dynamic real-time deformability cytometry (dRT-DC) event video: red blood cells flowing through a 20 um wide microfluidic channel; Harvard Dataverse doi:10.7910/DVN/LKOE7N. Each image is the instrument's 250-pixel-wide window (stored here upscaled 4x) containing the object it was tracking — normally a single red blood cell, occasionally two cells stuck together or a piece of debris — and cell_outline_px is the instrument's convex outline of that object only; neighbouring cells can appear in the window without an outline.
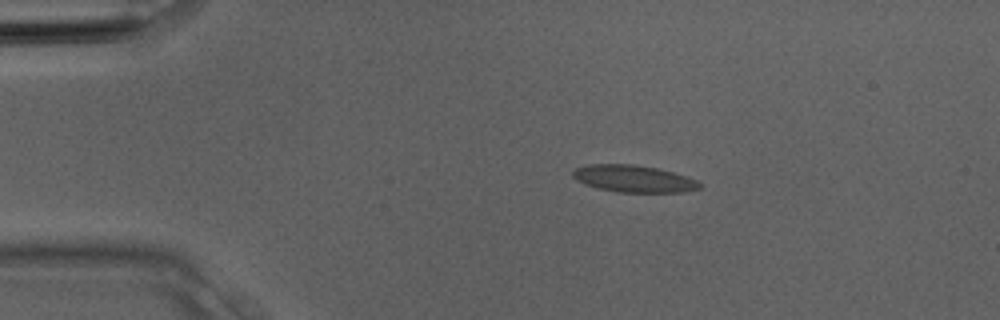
{"species": "Egyptian fruit bat (a non-hibernating species)", "species_latin": "Rousettus aegyptiacus", "temperature_condition": "room temperature", "stored_images_in_passage": 3, "camera_frame_rate_fps": 3000, "um_per_image_px": 0.085, "animal": {"sex": "male"}, "frame": {"image": 1, "passage_image": 2, "time_ms": 0.333, "image_size_px": [1000, 320], "cell_outline_px": [[704, 184], [700, 188], [684, 192], [616, 192], [596, 188], [584, 184], [576, 180], [572, 176], [572, 172], [576, 168], [588, 164], [632, 164], [656, 168], [688, 176]], "centroid_in_image_um": [53.86, 15.19], "position_along_channel_um": 31.1, "area_um2": 20.11}}